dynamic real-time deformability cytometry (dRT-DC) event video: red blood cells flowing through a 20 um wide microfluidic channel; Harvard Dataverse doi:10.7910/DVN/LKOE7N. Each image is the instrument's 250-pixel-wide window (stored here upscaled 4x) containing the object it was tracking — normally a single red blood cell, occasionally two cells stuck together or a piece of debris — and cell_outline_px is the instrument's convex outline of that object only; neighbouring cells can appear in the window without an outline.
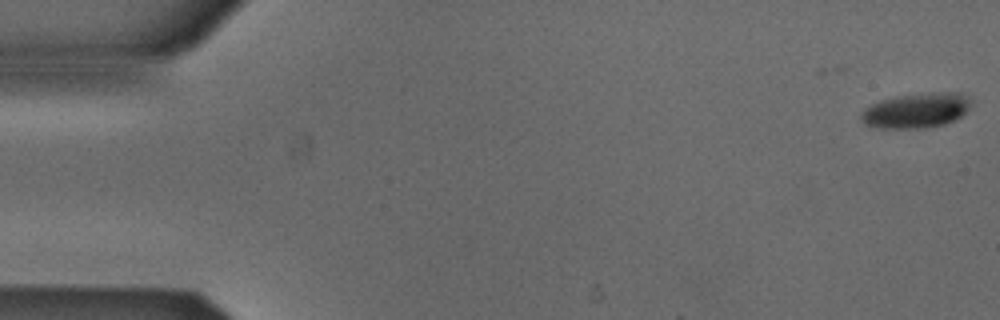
{"species": "Egyptian fruit bat (a non-hibernating species)", "species_latin": "Rousettus aegyptiacus", "temperature_condition": "cold", "stored_images_in_passage": 25, "camera_frame_rate_fps": 3000, "um_per_image_px": 0.085, "animal": {"sex": "male"}, "frame": {"image": 1, "passage_image": 1, "time_ms": 0.0, "image_size_px": [1000, 320], "cell_outline_px": [[968, 108], [960, 116], [944, 124], [928, 128], [880, 128], [864, 124], [860, 120], [860, 116], [864, 108], [872, 104], [884, 100], [900, 96], [948, 92], [956, 92], [964, 96], [968, 100]], "centroid_in_image_um": [77.81, 9.42], "position_along_channel_um": 7.2, "area_um2": 21.68}}
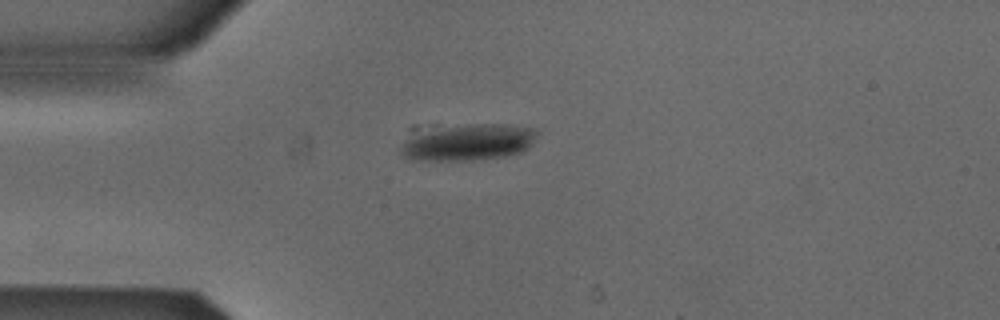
{"frame": {"image": 2, "passage_image": 14, "time_ms": 4.333, "image_size_px": [1000, 320], "cell_outline_px": [[536, 132], [532, 144], [524, 152], [504, 156], [472, 160], [424, 160], [404, 156], [400, 152], [400, 148], [408, 128], [412, 124], [500, 124], [532, 128]], "centroid_in_image_um": [39.53, 12.01], "position_along_channel_um": 45.5, "area_um2": 30.75}}